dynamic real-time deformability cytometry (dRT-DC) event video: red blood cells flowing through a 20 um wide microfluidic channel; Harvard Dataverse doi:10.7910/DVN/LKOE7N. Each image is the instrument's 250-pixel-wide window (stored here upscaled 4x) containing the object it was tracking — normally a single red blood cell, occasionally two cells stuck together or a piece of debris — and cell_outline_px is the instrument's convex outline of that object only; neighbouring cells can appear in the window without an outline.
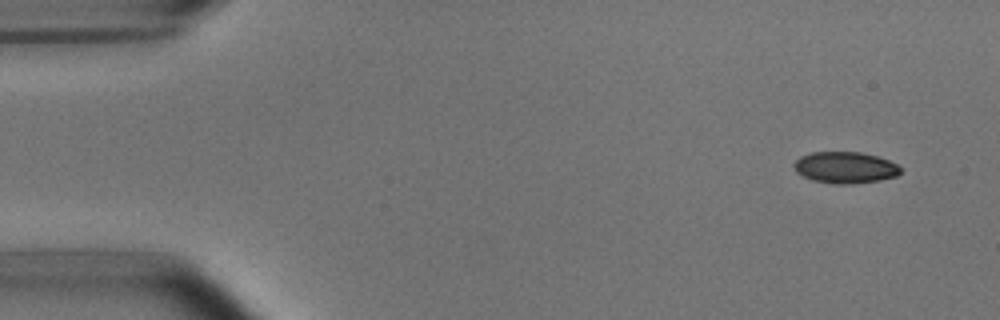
{"species": "common noctule bat (a hibernating species)", "species_latin": "Nyctalus noctula", "temperature_condition": "room temperature", "stored_images_in_passage": 5, "camera_frame_rate_fps": 3000, "um_per_image_px": 0.085, "animal": {"sex": "male", "body_mass_g": 15.6}, "frame": {"image": 1, "passage_image": 1, "time_ms": 0.0, "image_size_px": [1000, 320], "cell_outline_px": [[900, 172], [896, 176], [880, 180], [852, 184], [836, 184], [812, 180], [796, 172], [792, 164], [800, 156], [812, 152], [860, 152], [876, 156], [888, 160], [896, 164], [900, 168]], "centroid_in_image_um": [71.81, 14.24], "position_along_channel_um": 13.2, "area_um2": 19.48}}
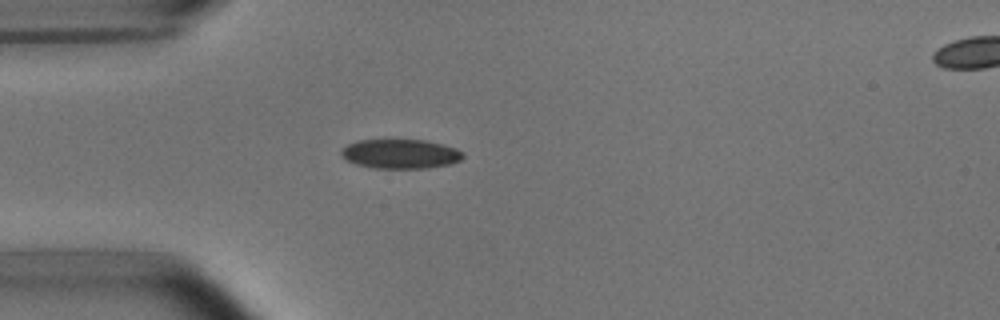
{"frame": {"image": 2, "passage_image": 4, "time_ms": 3.667, "image_size_px": [1000, 320], "cell_outline_px": [[464, 156], [460, 160], [448, 164], [428, 168], [372, 168], [356, 164], [340, 156], [340, 152], [348, 144], [360, 140], [424, 140], [444, 144], [456, 148], [464, 152]], "centroid_in_image_um": [34.05, 13.08], "position_along_channel_um": 50.9, "area_um2": 20.81}}